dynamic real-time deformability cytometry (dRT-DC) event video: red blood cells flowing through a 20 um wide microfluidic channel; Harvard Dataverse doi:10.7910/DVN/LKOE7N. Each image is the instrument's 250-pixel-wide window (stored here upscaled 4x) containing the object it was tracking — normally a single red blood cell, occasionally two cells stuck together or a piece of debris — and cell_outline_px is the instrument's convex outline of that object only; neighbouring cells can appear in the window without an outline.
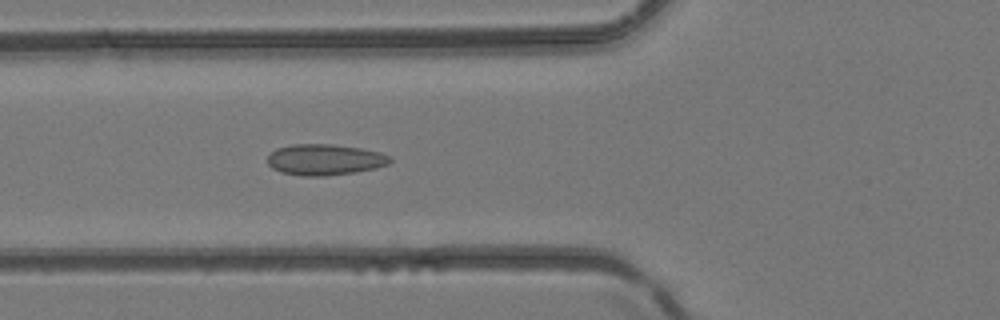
{"species": "common noctule bat (a hibernating species)", "species_latin": "Nyctalus noctula", "temperature_condition": "room temperature", "stored_images_in_passage": 34, "camera_frame_rate_fps": 3000, "um_per_image_px": 0.085, "animal": {"sex": "female", "body_mass_g": 24.6, "forearm_length_mm": 56.2}, "frame": {"image": 1, "passage_image": 7, "time_ms": 2.0, "image_size_px": [1000, 320], "cell_outline_px": [[392, 160], [388, 164], [376, 168], [356, 172], [324, 176], [300, 176], [280, 172], [272, 168], [268, 164], [268, 156], [276, 148], [292, 144], [332, 144], [360, 148], [380, 152], [388, 156]], "centroid_in_image_um": [27.58, 13.57], "position_along_channel_um": 98.2, "area_um2": 22.2}}
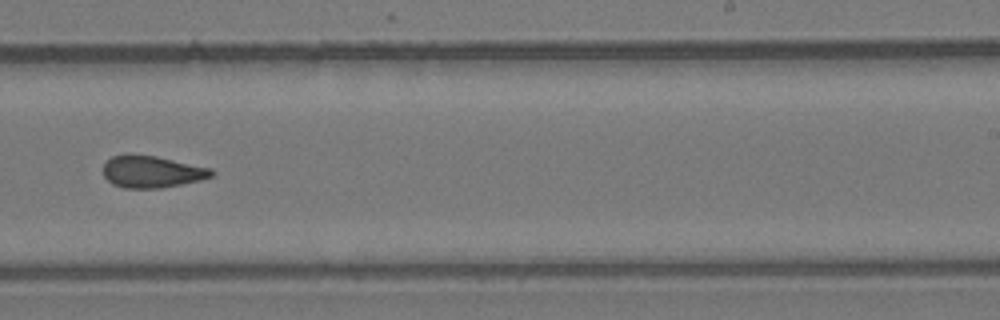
{"frame": {"image": 2, "passage_image": 18, "time_ms": 5.667, "image_size_px": [1000, 320], "cell_outline_px": [[216, 172], [212, 176], [200, 180], [160, 188], [124, 188], [112, 184], [104, 176], [104, 164], [112, 156], [156, 156], [212, 168]], "centroid_in_image_um": [12.95, 14.62], "position_along_channel_um": 276.1, "area_um2": 19.77}}
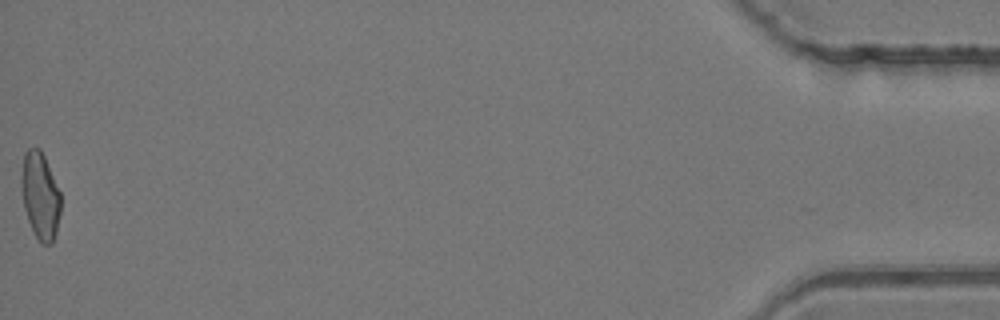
{"frame": {"image": 3, "passage_image": 34, "time_ms": 11.0, "image_size_px": [1000, 320], "cell_outline_px": [[60, 212], [56, 232], [52, 244], [40, 244], [28, 220], [24, 208], [20, 184], [20, 180], [24, 152], [28, 148], [40, 148], [44, 156], [60, 192]], "centroid_in_image_um": [3.4, 16.63], "position_along_channel_um": 431.8, "area_um2": 19.94}}